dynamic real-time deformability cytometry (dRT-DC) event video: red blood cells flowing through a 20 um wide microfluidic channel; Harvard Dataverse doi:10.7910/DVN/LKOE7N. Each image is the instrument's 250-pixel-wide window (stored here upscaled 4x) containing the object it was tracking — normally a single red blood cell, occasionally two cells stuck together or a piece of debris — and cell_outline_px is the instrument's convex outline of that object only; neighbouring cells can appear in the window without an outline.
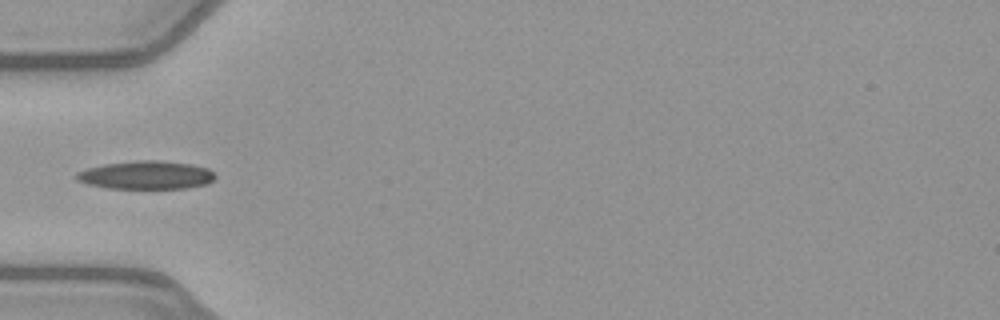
{"species": "common noctule bat (a hibernating species)", "species_latin": "Nyctalus noctula", "temperature_condition": "warm", "stored_images_in_passage": 19, "camera_frame_rate_fps": 3000, "um_per_image_px": 0.085, "animal": {"sex": "female", "body_mass_g": 21.9}, "frame": {"image": 1, "passage_image": 1, "time_ms": 0.0, "image_size_px": [1000, 320], "cell_outline_px": [[216, 176], [208, 184], [184, 188], [108, 188], [88, 184], [76, 180], [76, 172], [88, 168], [104, 164], [136, 160], [156, 160], [192, 164], [208, 168]], "centroid_in_image_um": [12.42, 14.87], "position_along_channel_um": 72.6, "area_um2": 22.77}}
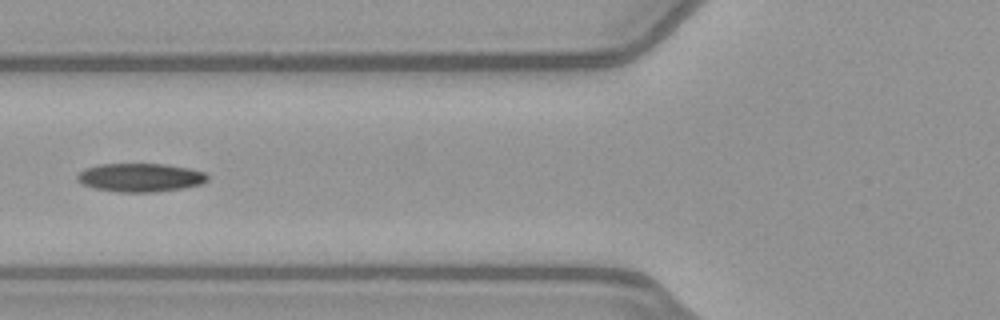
{"frame": {"image": 2, "passage_image": 4, "time_ms": 1.0, "image_size_px": [1000, 320], "cell_outline_px": [[208, 180], [200, 184], [184, 188], [156, 192], [120, 192], [96, 188], [84, 184], [76, 180], [76, 176], [84, 168], [100, 164], [164, 164], [188, 168], [204, 172], [208, 176]], "centroid_in_image_um": [11.93, 15.09], "position_along_channel_um": 113.9, "area_um2": 21.56}}
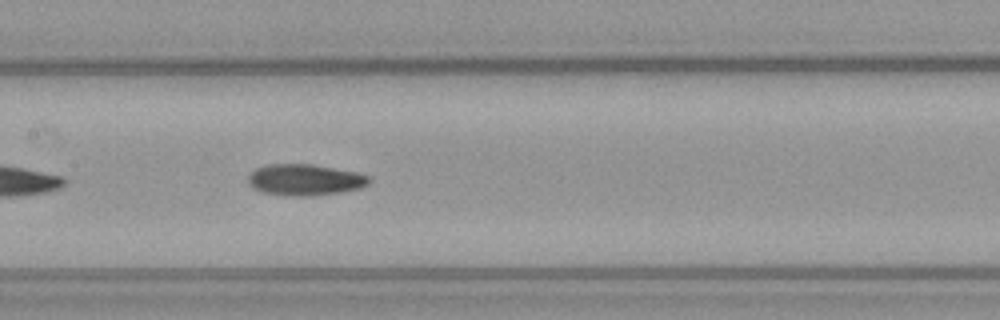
{"frame": {"image": 3, "passage_image": 9, "time_ms": 2.667, "image_size_px": [1000, 320], "cell_outline_px": [[372, 180], [368, 184], [360, 188], [340, 192], [312, 196], [288, 196], [260, 192], [252, 188], [248, 184], [248, 176], [256, 168], [268, 164], [312, 164], [356, 172], [368, 176]], "centroid_in_image_um": [25.89, 15.29], "position_along_channel_um": 181.5, "area_um2": 22.2}}